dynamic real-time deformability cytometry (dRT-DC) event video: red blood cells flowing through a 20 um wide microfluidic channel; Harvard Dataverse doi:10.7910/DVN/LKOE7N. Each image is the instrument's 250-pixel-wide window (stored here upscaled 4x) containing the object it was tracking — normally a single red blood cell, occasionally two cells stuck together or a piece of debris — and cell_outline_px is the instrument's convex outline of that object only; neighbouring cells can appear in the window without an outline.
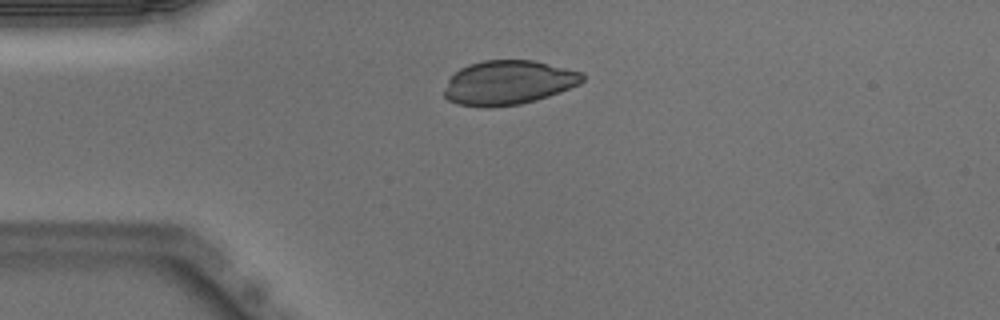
{"species": "Egyptian fruit bat (a non-hibernating species)", "species_latin": "Rousettus aegyptiacus", "temperature_condition": "warm", "stored_images_in_passage": 39, "camera_frame_rate_fps": 3000, "um_per_image_px": 0.085, "animal": {"sex": "male"}, "frame": {"image": 1, "passage_image": 1, "time_ms": 0.0, "image_size_px": [1000, 320], "cell_outline_px": [[584, 80], [580, 84], [560, 92], [536, 100], [520, 104], [488, 108], [484, 108], [456, 104], [448, 100], [444, 96], [444, 88], [448, 80], [460, 68], [468, 64], [484, 60], [532, 60], [584, 72]], "centroid_in_image_um": [43.2, 7.03], "position_along_channel_um": 41.8, "area_um2": 35.89}}
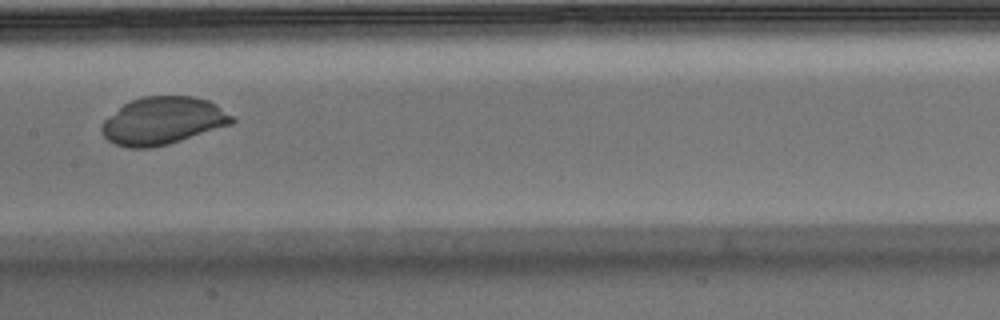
{"frame": {"image": 2, "passage_image": 14, "time_ms": 4.333, "image_size_px": [1000, 320], "cell_outline_px": [[236, 120], [232, 124], [168, 144], [148, 148], [128, 148], [116, 144], [108, 140], [100, 132], [100, 128], [104, 120], [124, 104], [140, 96], [192, 96], [208, 100], [216, 104], [232, 116]], "centroid_in_image_um": [13.83, 10.27], "position_along_channel_um": 193.6, "area_um2": 35.95}}
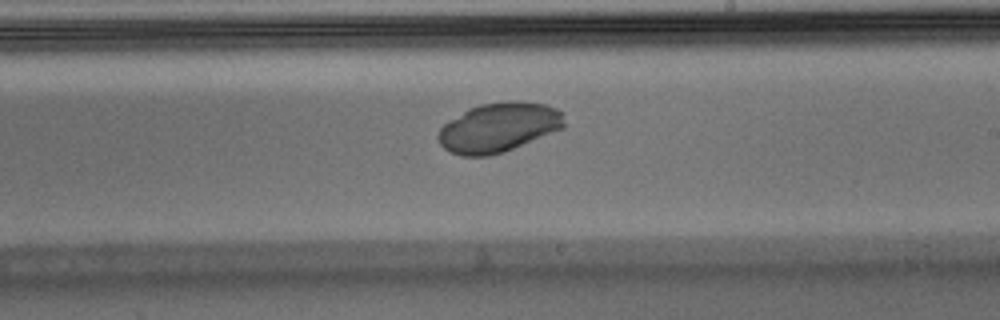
{"frame": {"image": 3, "passage_image": 18, "time_ms": 5.667, "image_size_px": [1000, 320], "cell_outline_px": [[564, 128], [504, 152], [488, 156], [460, 156], [444, 148], [440, 144], [436, 136], [440, 128], [448, 120], [468, 108], [480, 104], [516, 100], [544, 104], [556, 108], [560, 112], [564, 124]], "centroid_in_image_um": [42.34, 10.83], "position_along_channel_um": 246.7, "area_um2": 36.3}}